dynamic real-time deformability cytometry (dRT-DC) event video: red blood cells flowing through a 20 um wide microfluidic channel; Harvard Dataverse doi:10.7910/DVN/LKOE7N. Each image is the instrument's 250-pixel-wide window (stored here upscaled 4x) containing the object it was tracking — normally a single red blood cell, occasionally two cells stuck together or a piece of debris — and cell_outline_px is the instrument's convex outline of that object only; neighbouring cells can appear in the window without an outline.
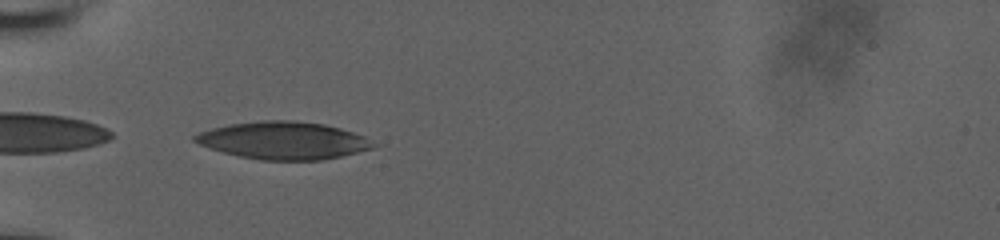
{"species": "human", "species_latin": "Homo sapiens", "temperature_condition": "room temperature", "stored_images_in_passage": 23, "camera_frame_rate_fps": 3000, "um_per_image_px": 0.085, "donor": {"sex": "male"}, "frame": {"image": 1, "passage_image": 1, "time_ms": 0.0, "image_size_px": [1000, 240], "cell_outline_px": [[384, 144], [372, 148], [340, 156], [320, 160], [260, 160], [240, 156], [208, 148], [192, 140], [192, 136], [200, 132], [212, 128], [232, 124], [260, 120], [296, 120], [324, 124], [340, 128], [364, 136]], "centroid_in_image_um": [24.13, 11.93], "position_along_channel_um": 60.9, "area_um2": 39.13}}
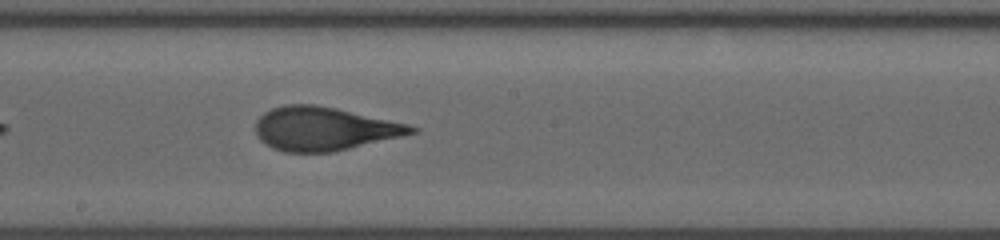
{"frame": {"image": 2, "passage_image": 14, "time_ms": 4.333, "image_size_px": [1000, 240], "cell_outline_px": [[420, 128], [416, 132], [400, 136], [332, 152], [284, 152], [272, 148], [260, 140], [256, 136], [256, 120], [264, 112], [272, 108], [284, 104], [316, 104], [336, 108], [408, 124]], "centroid_in_image_um": [27.49, 10.93], "position_along_channel_um": 220.7, "area_um2": 39.3}}
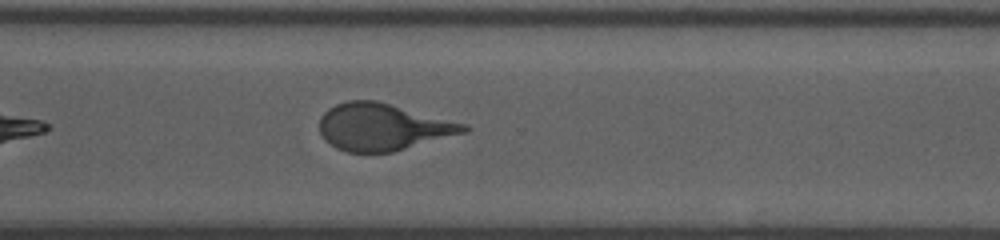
{"frame": {"image": 3, "passage_image": 23, "time_ms": 7.333, "image_size_px": [1000, 240], "cell_outline_px": [[472, 128], [468, 132], [392, 152], [348, 152], [336, 148], [324, 140], [320, 132], [320, 116], [328, 108], [336, 104], [348, 100], [376, 100], [468, 124]], "centroid_in_image_um": [32.56, 10.79], "position_along_channel_um": 338.0, "area_um2": 39.71}}